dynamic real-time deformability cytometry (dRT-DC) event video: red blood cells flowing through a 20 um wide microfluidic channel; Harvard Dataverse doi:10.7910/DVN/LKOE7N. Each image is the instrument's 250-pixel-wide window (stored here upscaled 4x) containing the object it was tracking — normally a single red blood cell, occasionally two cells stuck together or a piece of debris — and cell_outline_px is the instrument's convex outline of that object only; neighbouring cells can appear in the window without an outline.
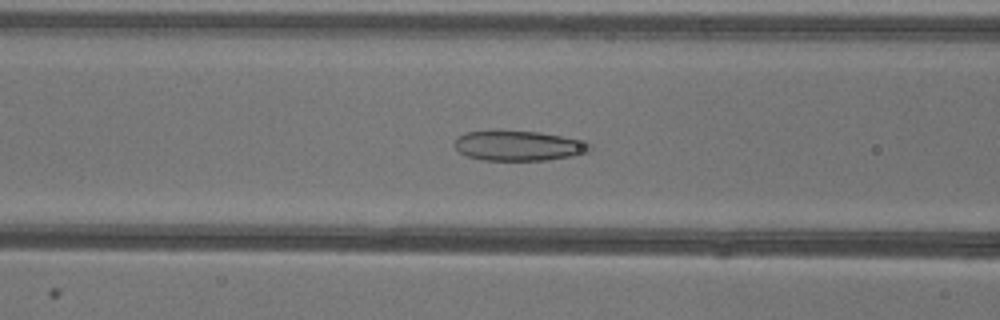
{"species": "common noctule bat (a hibernating species)", "species_latin": "Nyctalus noctula", "temperature_condition": "warm", "stored_images_in_passage": 50, "camera_frame_rate_fps": 3000, "um_per_image_px": 0.085, "animal": {"sex": "female"}, "frame": {"image": 1, "passage_image": 19, "time_ms": 6.0, "image_size_px": [1000, 320], "cell_outline_px": [[592, 148], [588, 152], [572, 156], [548, 160], [484, 160], [468, 156], [460, 152], [452, 144], [460, 136], [468, 132], [492, 128], [500, 128], [540, 132], [560, 136], [592, 144]], "centroid_in_image_um": [44.03, 12.35], "position_along_channel_um": 122.6, "area_um2": 24.16}}
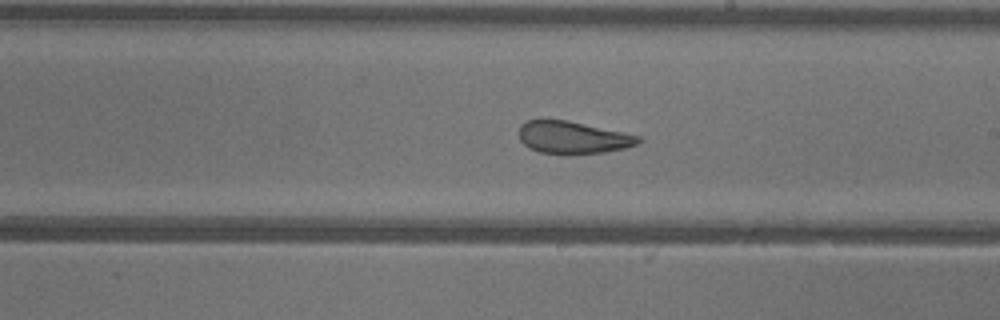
{"frame": {"image": 2, "passage_image": 28, "time_ms": 9.0, "image_size_px": [1000, 320], "cell_outline_px": [[644, 140], [636, 144], [624, 148], [604, 152], [540, 152], [528, 148], [520, 140], [520, 124], [528, 120], [568, 120], [640, 136]], "centroid_in_image_um": [48.69, 11.66], "position_along_channel_um": 240.3, "area_um2": 21.85}}
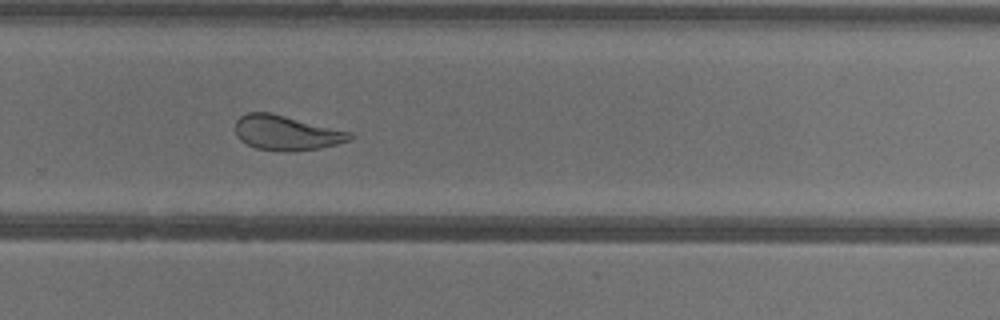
{"frame": {"image": 3, "passage_image": 33, "time_ms": 10.667, "image_size_px": [1000, 320], "cell_outline_px": [[352, 140], [320, 148], [296, 152], [292, 152], [256, 148], [240, 140], [236, 136], [236, 120], [240, 116], [248, 112], [272, 112], [352, 132]], "centroid_in_image_um": [24.36, 11.28], "position_along_channel_um": 305.4, "area_um2": 23.41}, "authors_computed_cell_mechanics": {"area_um2": 27.2238, "velocity_mm_per_s": 3.9263, "shape_relaxation_time_tau1_ms": null, "shape_relaxation_time_tau2_ms": 1.473, "deformation_change_tau1": null, "deformation_change_tau2": 0.0831}}